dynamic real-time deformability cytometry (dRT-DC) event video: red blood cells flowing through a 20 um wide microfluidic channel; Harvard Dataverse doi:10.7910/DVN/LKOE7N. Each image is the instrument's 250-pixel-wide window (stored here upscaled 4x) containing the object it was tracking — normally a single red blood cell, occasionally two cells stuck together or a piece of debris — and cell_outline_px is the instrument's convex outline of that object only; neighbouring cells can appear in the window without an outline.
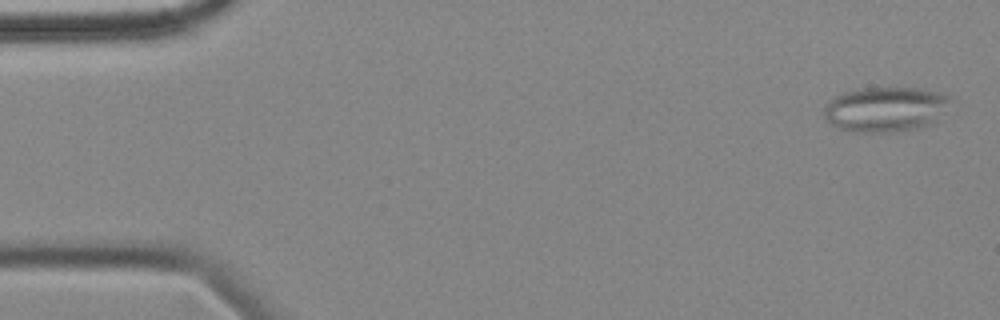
{"species": "common noctule bat (a hibernating species)", "species_latin": "Nyctalus noctula", "temperature_condition": "cold", "stored_images_in_passage": 5, "camera_frame_rate_fps": 3000, "um_per_image_px": 0.085, "animal": {"sex": "female", "body_mass_g": 18.4}, "frame": {"image": 1, "passage_image": 1, "time_ms": 0.0, "image_size_px": [1000, 320], "cell_outline_px": [[960, 100], [936, 120], [920, 128], [904, 132], [848, 132], [832, 124], [824, 116], [824, 104], [832, 96], [844, 92], [860, 88], [920, 88], [940, 92], [952, 96]], "centroid_in_image_um": [75.36, 9.28], "position_along_channel_um": 9.6, "area_um2": 34.28}}